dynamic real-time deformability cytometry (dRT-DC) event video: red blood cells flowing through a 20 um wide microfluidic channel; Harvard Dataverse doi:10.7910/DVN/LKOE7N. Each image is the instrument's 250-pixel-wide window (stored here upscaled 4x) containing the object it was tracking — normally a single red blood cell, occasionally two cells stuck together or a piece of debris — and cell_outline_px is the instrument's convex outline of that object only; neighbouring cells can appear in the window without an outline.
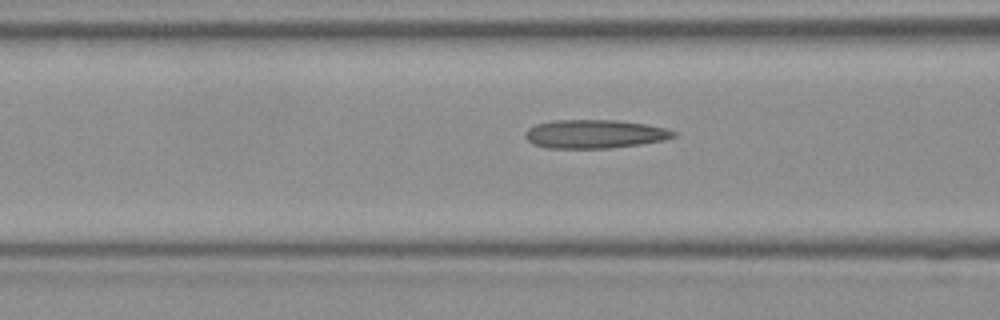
{"species": "Egyptian fruit bat (a non-hibernating species)", "species_latin": "Rousettus aegyptiacus", "temperature_condition": "room temperature", "stored_images_in_passage": 16, "camera_frame_rate_fps": 3000, "um_per_image_px": 0.085, "frame": {"image": 1, "passage_image": 14, "time_ms": 4.333, "image_size_px": [1000, 320], "cell_outline_px": [[680, 132], [676, 136], [664, 140], [640, 144], [608, 148], [548, 148], [532, 144], [524, 136], [524, 132], [528, 128], [536, 124], [552, 120], [616, 120], [644, 124], [668, 128]], "centroid_in_image_um": [50.56, 11.38], "position_along_channel_um": 116.0, "area_um2": 24.91}}